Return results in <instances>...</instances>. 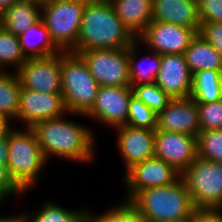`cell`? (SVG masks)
Wrapping results in <instances>:
<instances>
[{"label": "cell", "mask_w": 222, "mask_h": 222, "mask_svg": "<svg viewBox=\"0 0 222 222\" xmlns=\"http://www.w3.org/2000/svg\"><path fill=\"white\" fill-rule=\"evenodd\" d=\"M40 19V3L19 0L0 15V25L15 36H20Z\"/></svg>", "instance_id": "21"}, {"label": "cell", "mask_w": 222, "mask_h": 222, "mask_svg": "<svg viewBox=\"0 0 222 222\" xmlns=\"http://www.w3.org/2000/svg\"><path fill=\"white\" fill-rule=\"evenodd\" d=\"M129 47L123 49H94L78 55L99 86H131L129 76Z\"/></svg>", "instance_id": "8"}, {"label": "cell", "mask_w": 222, "mask_h": 222, "mask_svg": "<svg viewBox=\"0 0 222 222\" xmlns=\"http://www.w3.org/2000/svg\"><path fill=\"white\" fill-rule=\"evenodd\" d=\"M122 23L137 38L152 21L153 0H109Z\"/></svg>", "instance_id": "19"}, {"label": "cell", "mask_w": 222, "mask_h": 222, "mask_svg": "<svg viewBox=\"0 0 222 222\" xmlns=\"http://www.w3.org/2000/svg\"><path fill=\"white\" fill-rule=\"evenodd\" d=\"M26 60L21 51L19 37L0 25V71H10L6 70V66H14L17 71Z\"/></svg>", "instance_id": "27"}, {"label": "cell", "mask_w": 222, "mask_h": 222, "mask_svg": "<svg viewBox=\"0 0 222 222\" xmlns=\"http://www.w3.org/2000/svg\"><path fill=\"white\" fill-rule=\"evenodd\" d=\"M192 77L184 54L161 55L155 84L171 99H184L191 96Z\"/></svg>", "instance_id": "15"}, {"label": "cell", "mask_w": 222, "mask_h": 222, "mask_svg": "<svg viewBox=\"0 0 222 222\" xmlns=\"http://www.w3.org/2000/svg\"><path fill=\"white\" fill-rule=\"evenodd\" d=\"M181 178L197 209H218L222 205V163L197 157Z\"/></svg>", "instance_id": "7"}, {"label": "cell", "mask_w": 222, "mask_h": 222, "mask_svg": "<svg viewBox=\"0 0 222 222\" xmlns=\"http://www.w3.org/2000/svg\"><path fill=\"white\" fill-rule=\"evenodd\" d=\"M88 222H148L129 202L122 201L108 211L96 215L88 212Z\"/></svg>", "instance_id": "29"}, {"label": "cell", "mask_w": 222, "mask_h": 222, "mask_svg": "<svg viewBox=\"0 0 222 222\" xmlns=\"http://www.w3.org/2000/svg\"><path fill=\"white\" fill-rule=\"evenodd\" d=\"M61 84L67 112L83 117L92 108L100 86L78 54L61 52Z\"/></svg>", "instance_id": "5"}, {"label": "cell", "mask_w": 222, "mask_h": 222, "mask_svg": "<svg viewBox=\"0 0 222 222\" xmlns=\"http://www.w3.org/2000/svg\"><path fill=\"white\" fill-rule=\"evenodd\" d=\"M115 129L118 151L126 165L125 173L137 163L154 157L155 130L128 125Z\"/></svg>", "instance_id": "17"}, {"label": "cell", "mask_w": 222, "mask_h": 222, "mask_svg": "<svg viewBox=\"0 0 222 222\" xmlns=\"http://www.w3.org/2000/svg\"><path fill=\"white\" fill-rule=\"evenodd\" d=\"M9 156L8 146V134L0 137V162H4L7 165Z\"/></svg>", "instance_id": "37"}, {"label": "cell", "mask_w": 222, "mask_h": 222, "mask_svg": "<svg viewBox=\"0 0 222 222\" xmlns=\"http://www.w3.org/2000/svg\"><path fill=\"white\" fill-rule=\"evenodd\" d=\"M136 40L109 0H87L77 43L70 52L78 54L94 49H123Z\"/></svg>", "instance_id": "2"}, {"label": "cell", "mask_w": 222, "mask_h": 222, "mask_svg": "<svg viewBox=\"0 0 222 222\" xmlns=\"http://www.w3.org/2000/svg\"><path fill=\"white\" fill-rule=\"evenodd\" d=\"M192 222H222L219 209H197Z\"/></svg>", "instance_id": "36"}, {"label": "cell", "mask_w": 222, "mask_h": 222, "mask_svg": "<svg viewBox=\"0 0 222 222\" xmlns=\"http://www.w3.org/2000/svg\"><path fill=\"white\" fill-rule=\"evenodd\" d=\"M87 0H51L41 5V19L54 43L70 52L77 43Z\"/></svg>", "instance_id": "6"}, {"label": "cell", "mask_w": 222, "mask_h": 222, "mask_svg": "<svg viewBox=\"0 0 222 222\" xmlns=\"http://www.w3.org/2000/svg\"><path fill=\"white\" fill-rule=\"evenodd\" d=\"M155 130L197 137L200 131L197 102L191 97L171 99L167 106L157 114Z\"/></svg>", "instance_id": "16"}, {"label": "cell", "mask_w": 222, "mask_h": 222, "mask_svg": "<svg viewBox=\"0 0 222 222\" xmlns=\"http://www.w3.org/2000/svg\"><path fill=\"white\" fill-rule=\"evenodd\" d=\"M197 33L194 28L151 21L137 40L150 51L160 55L184 54Z\"/></svg>", "instance_id": "9"}, {"label": "cell", "mask_w": 222, "mask_h": 222, "mask_svg": "<svg viewBox=\"0 0 222 222\" xmlns=\"http://www.w3.org/2000/svg\"><path fill=\"white\" fill-rule=\"evenodd\" d=\"M38 211L20 213L23 222H88V211L70 210L54 201L44 202ZM27 212V213H25Z\"/></svg>", "instance_id": "24"}, {"label": "cell", "mask_w": 222, "mask_h": 222, "mask_svg": "<svg viewBox=\"0 0 222 222\" xmlns=\"http://www.w3.org/2000/svg\"><path fill=\"white\" fill-rule=\"evenodd\" d=\"M133 96L141 100L155 114L161 112L171 98L155 83L131 85Z\"/></svg>", "instance_id": "30"}, {"label": "cell", "mask_w": 222, "mask_h": 222, "mask_svg": "<svg viewBox=\"0 0 222 222\" xmlns=\"http://www.w3.org/2000/svg\"><path fill=\"white\" fill-rule=\"evenodd\" d=\"M197 157L222 163V129L199 131Z\"/></svg>", "instance_id": "28"}, {"label": "cell", "mask_w": 222, "mask_h": 222, "mask_svg": "<svg viewBox=\"0 0 222 222\" xmlns=\"http://www.w3.org/2000/svg\"><path fill=\"white\" fill-rule=\"evenodd\" d=\"M154 156L180 174L197 158V138L184 133L155 130Z\"/></svg>", "instance_id": "14"}, {"label": "cell", "mask_w": 222, "mask_h": 222, "mask_svg": "<svg viewBox=\"0 0 222 222\" xmlns=\"http://www.w3.org/2000/svg\"><path fill=\"white\" fill-rule=\"evenodd\" d=\"M0 222H23L20 214H15V216H1Z\"/></svg>", "instance_id": "40"}, {"label": "cell", "mask_w": 222, "mask_h": 222, "mask_svg": "<svg viewBox=\"0 0 222 222\" xmlns=\"http://www.w3.org/2000/svg\"><path fill=\"white\" fill-rule=\"evenodd\" d=\"M128 202L148 222L192 221L197 210L181 176L170 185L141 190Z\"/></svg>", "instance_id": "3"}, {"label": "cell", "mask_w": 222, "mask_h": 222, "mask_svg": "<svg viewBox=\"0 0 222 222\" xmlns=\"http://www.w3.org/2000/svg\"><path fill=\"white\" fill-rule=\"evenodd\" d=\"M18 37L21 51L26 59L49 57L62 52L52 40L42 19Z\"/></svg>", "instance_id": "20"}, {"label": "cell", "mask_w": 222, "mask_h": 222, "mask_svg": "<svg viewBox=\"0 0 222 222\" xmlns=\"http://www.w3.org/2000/svg\"><path fill=\"white\" fill-rule=\"evenodd\" d=\"M198 34L210 43L222 56V23L203 22L200 24Z\"/></svg>", "instance_id": "34"}, {"label": "cell", "mask_w": 222, "mask_h": 222, "mask_svg": "<svg viewBox=\"0 0 222 222\" xmlns=\"http://www.w3.org/2000/svg\"><path fill=\"white\" fill-rule=\"evenodd\" d=\"M152 21L171 23L182 27L194 28L199 32L196 0H153Z\"/></svg>", "instance_id": "18"}, {"label": "cell", "mask_w": 222, "mask_h": 222, "mask_svg": "<svg viewBox=\"0 0 222 222\" xmlns=\"http://www.w3.org/2000/svg\"><path fill=\"white\" fill-rule=\"evenodd\" d=\"M200 24L222 23V0H196Z\"/></svg>", "instance_id": "33"}, {"label": "cell", "mask_w": 222, "mask_h": 222, "mask_svg": "<svg viewBox=\"0 0 222 222\" xmlns=\"http://www.w3.org/2000/svg\"><path fill=\"white\" fill-rule=\"evenodd\" d=\"M66 114L72 115L67 112L61 93L36 92L21 87L16 120L22 121L25 127Z\"/></svg>", "instance_id": "13"}, {"label": "cell", "mask_w": 222, "mask_h": 222, "mask_svg": "<svg viewBox=\"0 0 222 222\" xmlns=\"http://www.w3.org/2000/svg\"><path fill=\"white\" fill-rule=\"evenodd\" d=\"M180 176L169 163L155 156L137 163L125 173L123 182L128 196L124 200L128 202L141 190L170 185Z\"/></svg>", "instance_id": "12"}, {"label": "cell", "mask_w": 222, "mask_h": 222, "mask_svg": "<svg viewBox=\"0 0 222 222\" xmlns=\"http://www.w3.org/2000/svg\"><path fill=\"white\" fill-rule=\"evenodd\" d=\"M156 118L157 114H155L141 100L132 95L129 102L126 125L134 128H147L150 130H155Z\"/></svg>", "instance_id": "31"}, {"label": "cell", "mask_w": 222, "mask_h": 222, "mask_svg": "<svg viewBox=\"0 0 222 222\" xmlns=\"http://www.w3.org/2000/svg\"><path fill=\"white\" fill-rule=\"evenodd\" d=\"M10 120L7 116L0 114V137L7 135L12 129Z\"/></svg>", "instance_id": "38"}, {"label": "cell", "mask_w": 222, "mask_h": 222, "mask_svg": "<svg viewBox=\"0 0 222 222\" xmlns=\"http://www.w3.org/2000/svg\"><path fill=\"white\" fill-rule=\"evenodd\" d=\"M197 105L200 131L222 129V99Z\"/></svg>", "instance_id": "32"}, {"label": "cell", "mask_w": 222, "mask_h": 222, "mask_svg": "<svg viewBox=\"0 0 222 222\" xmlns=\"http://www.w3.org/2000/svg\"><path fill=\"white\" fill-rule=\"evenodd\" d=\"M31 128L47 161L55 156L68 161L88 163L95 157L96 141L92 130L66 120L64 115L39 121Z\"/></svg>", "instance_id": "1"}, {"label": "cell", "mask_w": 222, "mask_h": 222, "mask_svg": "<svg viewBox=\"0 0 222 222\" xmlns=\"http://www.w3.org/2000/svg\"><path fill=\"white\" fill-rule=\"evenodd\" d=\"M218 209L222 212V205Z\"/></svg>", "instance_id": "43"}, {"label": "cell", "mask_w": 222, "mask_h": 222, "mask_svg": "<svg viewBox=\"0 0 222 222\" xmlns=\"http://www.w3.org/2000/svg\"><path fill=\"white\" fill-rule=\"evenodd\" d=\"M6 197L0 192V202H2V200H5Z\"/></svg>", "instance_id": "42"}, {"label": "cell", "mask_w": 222, "mask_h": 222, "mask_svg": "<svg viewBox=\"0 0 222 222\" xmlns=\"http://www.w3.org/2000/svg\"><path fill=\"white\" fill-rule=\"evenodd\" d=\"M19 0H0V15Z\"/></svg>", "instance_id": "39"}, {"label": "cell", "mask_w": 222, "mask_h": 222, "mask_svg": "<svg viewBox=\"0 0 222 222\" xmlns=\"http://www.w3.org/2000/svg\"><path fill=\"white\" fill-rule=\"evenodd\" d=\"M140 46L142 49V44L138 40H136L129 47L128 59L131 85L155 83L156 77L160 69L161 55L155 53L154 51H150V56L143 55L142 58L140 57L139 60L138 56H140V54L138 53L140 50ZM144 62H147V64L143 65Z\"/></svg>", "instance_id": "23"}, {"label": "cell", "mask_w": 222, "mask_h": 222, "mask_svg": "<svg viewBox=\"0 0 222 222\" xmlns=\"http://www.w3.org/2000/svg\"><path fill=\"white\" fill-rule=\"evenodd\" d=\"M131 86H100L92 108L83 115L100 124L117 128L127 123Z\"/></svg>", "instance_id": "11"}, {"label": "cell", "mask_w": 222, "mask_h": 222, "mask_svg": "<svg viewBox=\"0 0 222 222\" xmlns=\"http://www.w3.org/2000/svg\"><path fill=\"white\" fill-rule=\"evenodd\" d=\"M30 1H34V2L40 3L42 5L43 3L49 2L51 0H30Z\"/></svg>", "instance_id": "41"}, {"label": "cell", "mask_w": 222, "mask_h": 222, "mask_svg": "<svg viewBox=\"0 0 222 222\" xmlns=\"http://www.w3.org/2000/svg\"><path fill=\"white\" fill-rule=\"evenodd\" d=\"M0 192L7 198L11 194H23L25 191L11 177L8 167L0 162Z\"/></svg>", "instance_id": "35"}, {"label": "cell", "mask_w": 222, "mask_h": 222, "mask_svg": "<svg viewBox=\"0 0 222 222\" xmlns=\"http://www.w3.org/2000/svg\"><path fill=\"white\" fill-rule=\"evenodd\" d=\"M21 87L36 92L61 93V52L49 57L27 59L15 71Z\"/></svg>", "instance_id": "10"}, {"label": "cell", "mask_w": 222, "mask_h": 222, "mask_svg": "<svg viewBox=\"0 0 222 222\" xmlns=\"http://www.w3.org/2000/svg\"><path fill=\"white\" fill-rule=\"evenodd\" d=\"M184 57L192 75L202 70L222 71V56L198 33L185 50Z\"/></svg>", "instance_id": "22"}, {"label": "cell", "mask_w": 222, "mask_h": 222, "mask_svg": "<svg viewBox=\"0 0 222 222\" xmlns=\"http://www.w3.org/2000/svg\"><path fill=\"white\" fill-rule=\"evenodd\" d=\"M190 97L197 103L222 99V71L202 70L194 73Z\"/></svg>", "instance_id": "25"}, {"label": "cell", "mask_w": 222, "mask_h": 222, "mask_svg": "<svg viewBox=\"0 0 222 222\" xmlns=\"http://www.w3.org/2000/svg\"><path fill=\"white\" fill-rule=\"evenodd\" d=\"M21 83L15 71L0 72V114L16 120L19 109Z\"/></svg>", "instance_id": "26"}, {"label": "cell", "mask_w": 222, "mask_h": 222, "mask_svg": "<svg viewBox=\"0 0 222 222\" xmlns=\"http://www.w3.org/2000/svg\"><path fill=\"white\" fill-rule=\"evenodd\" d=\"M7 167L14 181L26 192L37 184L47 163L31 127L12 128L8 133Z\"/></svg>", "instance_id": "4"}]
</instances>
